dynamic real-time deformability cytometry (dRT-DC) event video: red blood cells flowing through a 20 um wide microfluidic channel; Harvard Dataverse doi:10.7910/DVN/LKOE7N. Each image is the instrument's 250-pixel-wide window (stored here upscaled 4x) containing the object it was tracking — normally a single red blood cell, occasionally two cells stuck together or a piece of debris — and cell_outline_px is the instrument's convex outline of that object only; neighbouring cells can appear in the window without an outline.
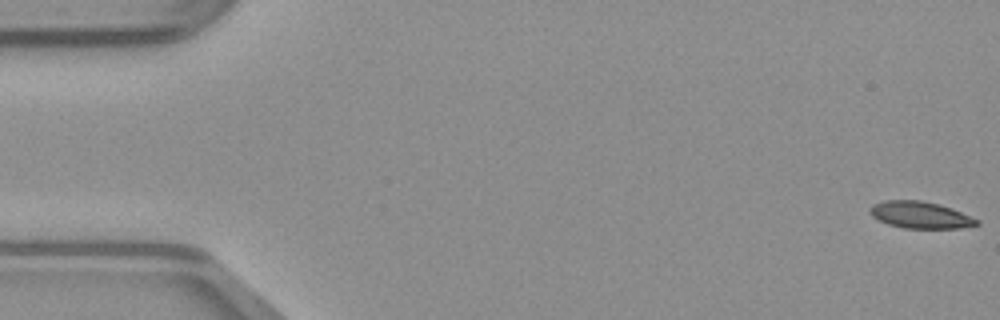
{"species": "common noctule bat (a hibernating species)", "species_latin": "Nyctalus noctula", "temperature_condition": "warm", "stored_images_in_passage": 50, "camera_frame_rate_fps": 3000, "um_per_image_px": 0.085, "animal": {"sex": "male", "body_mass_g": 23.1, "forearm_length_mm": 52.7}, "frame": {"image": 1, "passage_image": 1, "time_ms": 0.0, "image_size_px": [1000, 320], "cell_outline_px": [[980, 224], [960, 228], [904, 228], [888, 224], [872, 216], [868, 212], [868, 208], [872, 204], [884, 200], [920, 200], [940, 204], [952, 208], [980, 220]], "centroid_in_image_um": [78.21, 18.26], "position_along_channel_um": 6.8, "area_um2": 16.82}}
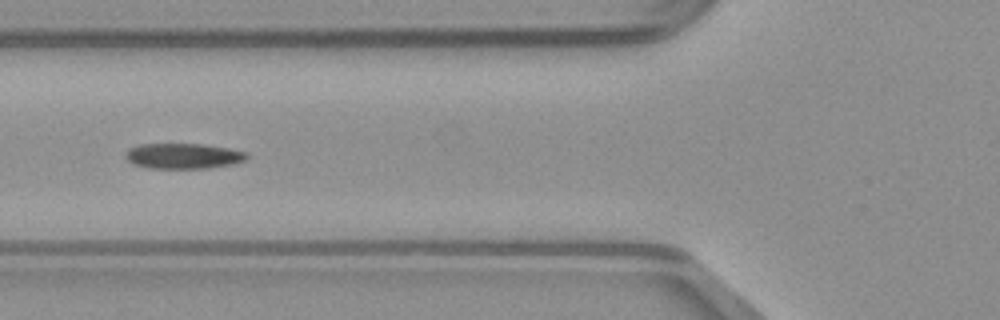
{"frame": {"image": 2, "passage_image": 19, "time_ms": 6.0, "image_size_px": [1000, 320], "cell_outline_px": [[248, 156], [244, 160], [232, 164], [208, 168], [148, 168], [132, 164], [124, 156], [132, 148], [140, 144], [204, 144], [228, 148], [248, 152]], "centroid_in_image_um": [15.6, 13.26], "position_along_channel_um": 110.2, "area_um2": 17.86}}
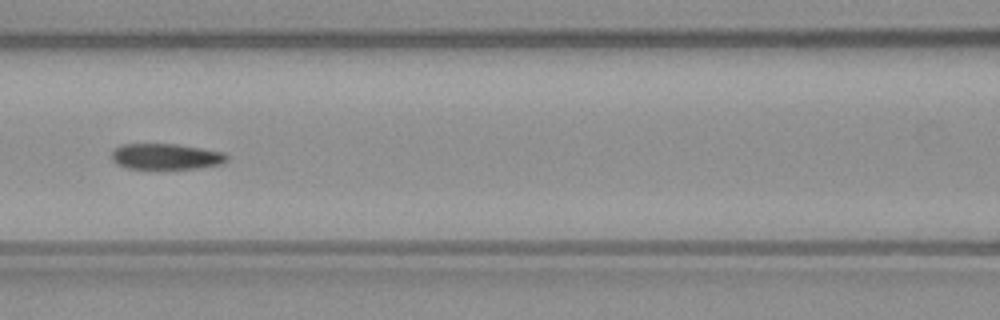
{"frame": {"image": 3, "passage_image": 22, "time_ms": 7.0, "image_size_px": [1000, 320], "cell_outline_px": [[228, 160], [224, 164], [196, 168], [128, 168], [116, 164], [112, 160], [112, 148], [120, 144], [176, 144], [224, 152], [228, 156]], "centroid_in_image_um": [14.1, 13.29], "position_along_channel_um": 152.5, "area_um2": 17.4}}